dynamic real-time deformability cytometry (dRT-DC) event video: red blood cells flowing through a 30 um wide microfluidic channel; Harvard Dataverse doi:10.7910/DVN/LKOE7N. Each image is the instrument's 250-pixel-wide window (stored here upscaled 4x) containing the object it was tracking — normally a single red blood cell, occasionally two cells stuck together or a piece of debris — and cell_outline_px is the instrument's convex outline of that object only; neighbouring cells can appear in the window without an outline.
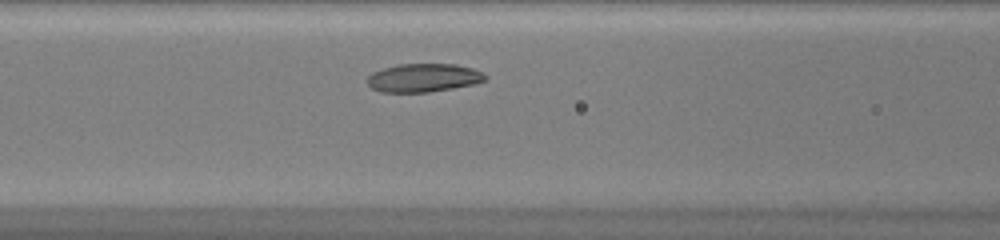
{"species": "common noctule bat (a hibernating species)", "species_latin": "Nyctalus noctula", "temperature_condition": "warm", "stored_images_in_passage": 26, "camera_frame_rate_fps": 3000, "um_per_image_px": 0.085, "animal": {"sex": "female", "body_mass_g": 20.0, "forearm_length_mm": 54.0}, "frame": {"image": 1, "passage_image": 6, "time_ms": 1.667, "image_size_px": [1000, 240], "cell_outline_px": [[488, 80], [472, 84], [452, 88], [428, 92], [380, 92], [372, 88], [368, 84], [368, 76], [372, 72], [396, 64], [456, 64], [472, 68], [484, 72], [488, 76]], "centroid_in_image_um": [36.02, 6.6], "position_along_channel_um": 130.6, "area_um2": 19.59}}
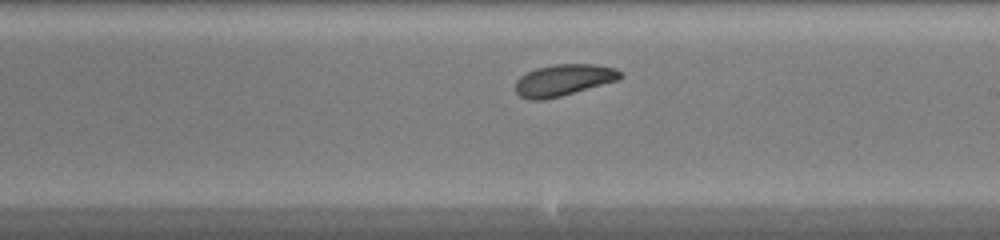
{"frame": {"image": 2, "passage_image": 14, "time_ms": 4.333, "image_size_px": [1000, 240], "cell_outline_px": [[624, 76], [620, 80], [560, 96], [544, 100], [528, 100], [520, 96], [516, 92], [516, 80], [520, 76], [536, 68], [556, 64], [596, 64], [616, 68], [624, 72]], "centroid_in_image_um": [47.95, 6.8], "position_along_channel_um": 241.0, "area_um2": 19.48}}
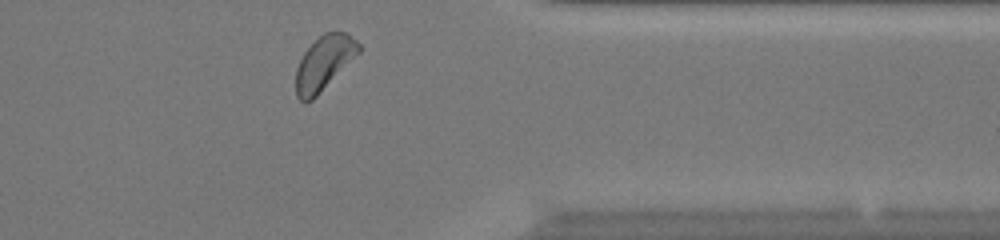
{"frame": {"image": 3, "passage_image": 25, "time_ms": 8.0, "image_size_px": [1000, 240], "cell_outline_px": [[364, 48], [312, 100], [304, 104], [296, 96], [296, 68], [304, 52], [324, 32], [348, 32]], "centroid_in_image_um": [27.56, 5.35], "position_along_channel_um": 383.8, "area_um2": 19.77}, "authors_computed_cell_mechanics": {"area_um2": 19.3341, "velocity_mm_per_s": 4.1542, "shape_relaxation_time_tau1_ms": 5.1269, "shape_relaxation_time_tau2_ms": null, "deformation_change_tau1": 0.1356, "deformation_change_tau2": null}}